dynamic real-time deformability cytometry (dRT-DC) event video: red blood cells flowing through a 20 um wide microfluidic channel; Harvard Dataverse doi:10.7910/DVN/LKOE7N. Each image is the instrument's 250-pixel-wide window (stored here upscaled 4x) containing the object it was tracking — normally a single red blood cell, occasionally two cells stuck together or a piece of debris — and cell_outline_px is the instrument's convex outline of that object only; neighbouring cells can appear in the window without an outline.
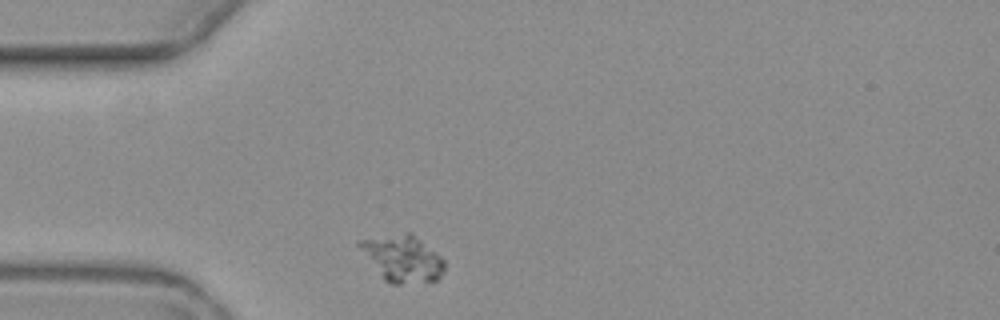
{"species": "common noctule bat (a hibernating species)", "species_latin": "Nyctalus noctula", "temperature_condition": "warm", "stored_images_in_passage": 1, "camera_frame_rate_fps": 3000, "um_per_image_px": 0.085, "animal": {"sex": "female", "body_mass_g": 19.3, "forearm_length_mm": 54.1}, "frame": {"image": 1, "passage_image": 1, "time_ms": 0.0, "image_size_px": [1000, 320], "cell_outline_px": [[444, 272], [436, 280], [400, 284], [392, 284], [384, 280], [356, 244], [360, 240], [408, 232], [412, 232], [440, 256], [444, 260]], "centroid_in_image_um": [34.23, 21.97], "position_along_channel_um": 50.8, "area_um2": 22.66}}